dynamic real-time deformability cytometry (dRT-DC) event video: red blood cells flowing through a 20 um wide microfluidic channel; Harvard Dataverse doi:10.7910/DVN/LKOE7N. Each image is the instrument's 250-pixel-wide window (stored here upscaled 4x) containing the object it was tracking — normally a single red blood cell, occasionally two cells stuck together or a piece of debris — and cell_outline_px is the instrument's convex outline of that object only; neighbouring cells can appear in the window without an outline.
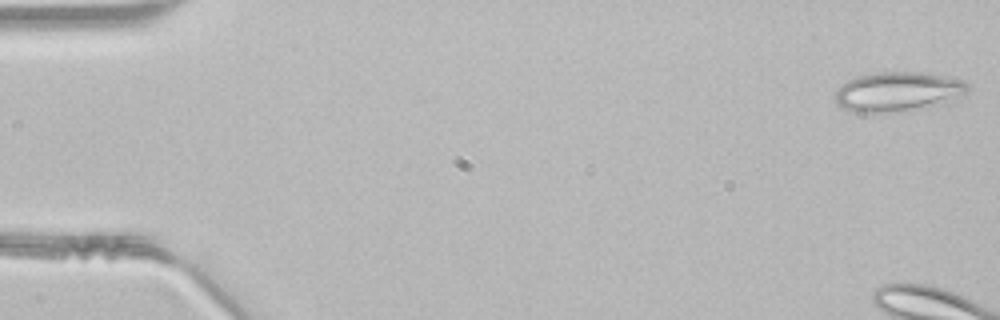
{"species": "common noctule bat (a hibernating species)", "species_latin": "Nyctalus noctula", "temperature_condition": "room temperature", "stored_images_in_passage": 5, "camera_frame_rate_fps": 3000, "um_per_image_px": 0.085, "animal": {"sex": "male", "body_mass_g": 21.5, "forearm_length_mm": 52.0}, "frame": {"image": 1, "passage_image": 1, "time_ms": 0.0, "image_size_px": [1000, 320], "cell_outline_px": [[968, 92], [944, 104], [888, 112], [852, 112], [836, 104], [832, 96], [836, 88], [848, 80], [856, 76], [872, 72], [928, 72], [960, 80], [968, 84]], "centroid_in_image_um": [76.25, 7.77], "position_along_channel_um": 8.7, "area_um2": 30.75}}